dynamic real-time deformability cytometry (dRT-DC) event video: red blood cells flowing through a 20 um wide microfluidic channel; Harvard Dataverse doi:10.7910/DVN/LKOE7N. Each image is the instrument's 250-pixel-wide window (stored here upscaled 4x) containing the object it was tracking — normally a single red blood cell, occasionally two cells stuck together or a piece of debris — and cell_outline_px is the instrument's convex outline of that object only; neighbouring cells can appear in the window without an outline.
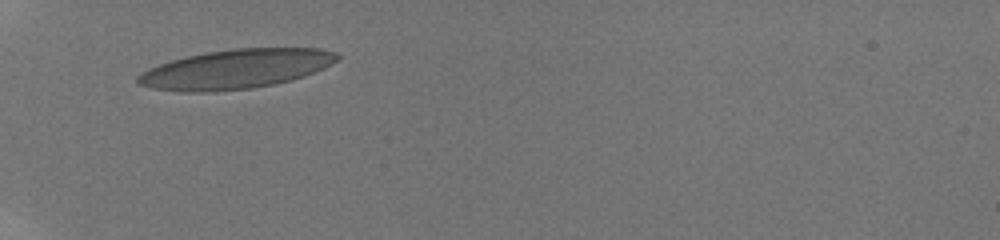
{"species": "human", "species_latin": "Homo sapiens", "temperature_condition": "room temperature", "stored_images_in_passage": 13, "camera_frame_rate_fps": 3000, "um_per_image_px": 0.085, "donor": {"sex": "male"}, "frame": {"image": 1, "passage_image": 1, "time_ms": 0.0, "image_size_px": [1000, 240], "cell_outline_px": [[340, 56], [336, 60], [324, 68], [304, 76], [272, 84], [252, 88], [208, 92], [180, 92], [152, 88], [136, 84], [136, 76], [140, 72], [148, 68], [172, 60], [204, 52], [236, 48], [320, 48], [336, 52]], "centroid_in_image_um": [19.99, 5.87], "position_along_channel_um": 65.0, "area_um2": 45.66}}
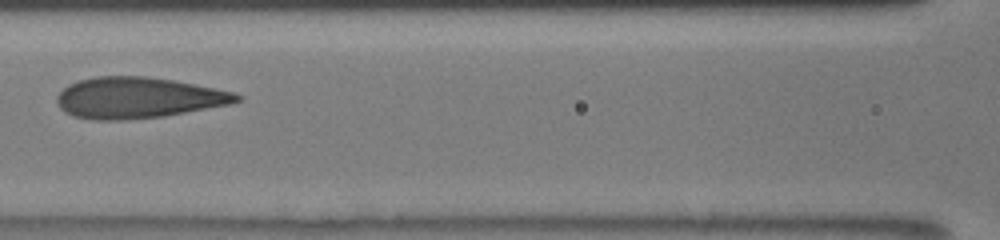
{"frame": {"image": 2, "passage_image": 8, "time_ms": 2.667, "image_size_px": [1000, 240], "cell_outline_px": [[244, 100], [228, 104], [164, 116], [120, 120], [92, 120], [72, 116], [64, 112], [60, 108], [56, 100], [56, 96], [68, 84], [76, 80], [96, 76], [144, 76], [172, 80], [196, 84], [232, 92], [244, 96]], "centroid_in_image_um": [11.69, 8.31], "position_along_channel_um": 154.9, "area_um2": 43.06}}
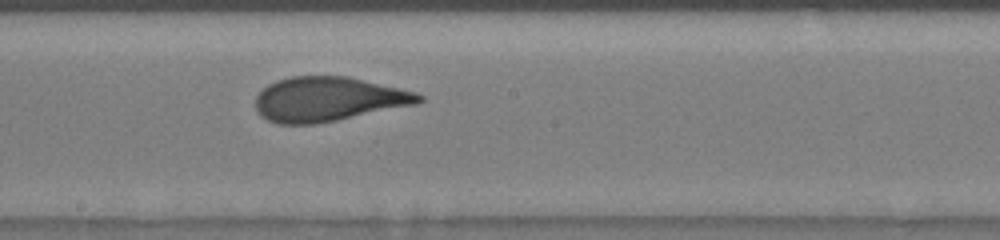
{"frame": {"image": 3, "passage_image": 11, "time_ms": 4.333, "image_size_px": [1000, 240], "cell_outline_px": [[424, 100], [416, 104], [316, 124], [276, 124], [260, 116], [256, 108], [256, 96], [268, 84], [276, 80], [292, 76], [348, 76], [416, 92], [424, 96]], "centroid_in_image_um": [27.88, 8.43], "position_along_channel_um": 220.3, "area_um2": 42.19}}